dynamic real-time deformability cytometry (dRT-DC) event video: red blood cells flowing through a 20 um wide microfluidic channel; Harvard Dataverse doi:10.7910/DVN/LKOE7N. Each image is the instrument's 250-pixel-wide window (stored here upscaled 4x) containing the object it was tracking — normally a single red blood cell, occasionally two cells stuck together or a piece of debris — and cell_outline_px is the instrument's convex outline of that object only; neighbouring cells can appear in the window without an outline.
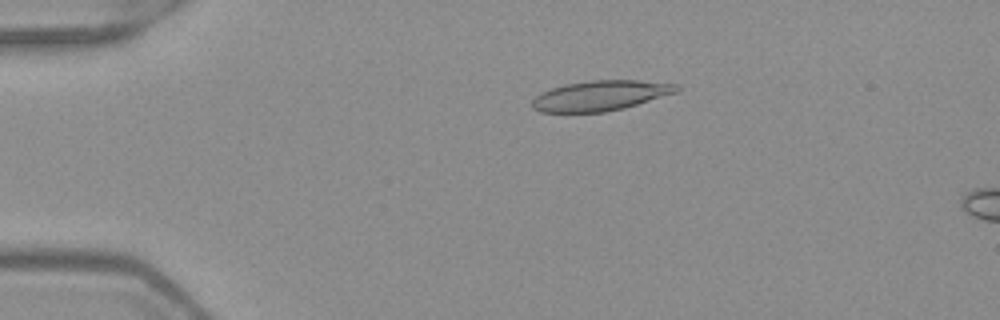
{"species": "Egyptian fruit bat (a non-hibernating species)", "species_latin": "Rousettus aegyptiacus", "temperature_condition": "warm", "stored_images_in_passage": 51, "camera_frame_rate_fps": 3000, "um_per_image_px": 0.085, "frame": {"image": 1, "passage_image": 11, "time_ms": 3.333, "image_size_px": [1000, 320], "cell_outline_px": [[680, 88], [676, 92], [624, 108], [604, 112], [540, 112], [532, 108], [532, 100], [540, 92], [564, 84], [592, 80], [640, 80], [680, 84]], "centroid_in_image_um": [51.03, 8.12], "position_along_channel_um": 34.0, "area_um2": 25.37}}
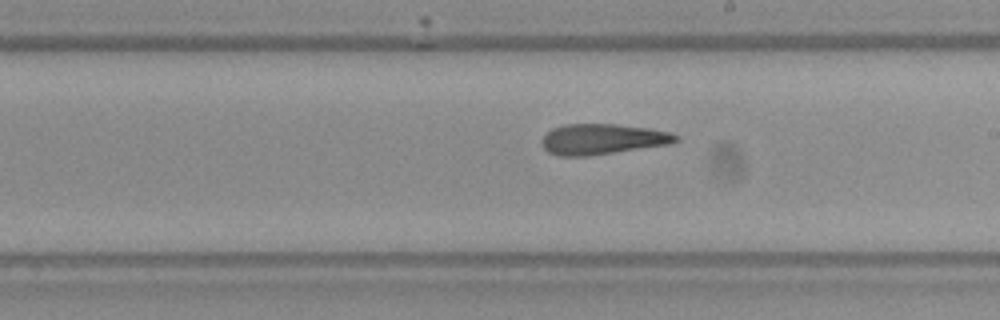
{"frame": {"image": 2, "passage_image": 30, "time_ms": 9.667, "image_size_px": [1000, 320], "cell_outline_px": [[680, 140], [672, 144], [588, 156], [556, 156], [548, 152], [544, 148], [540, 140], [552, 128], [564, 124], [616, 124], [648, 128], [668, 132], [680, 136]], "centroid_in_image_um": [51.21, 11.83], "position_along_channel_um": 237.8, "area_um2": 24.04}}
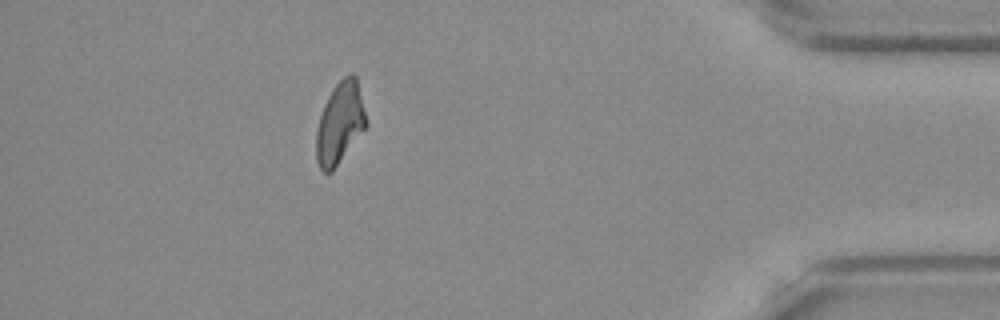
{"frame": {"image": 3, "passage_image": 46, "time_ms": 15.0, "image_size_px": [1000, 320], "cell_outline_px": [[368, 124], [332, 172], [320, 172], [316, 160], [316, 132], [320, 116], [324, 104], [332, 88], [344, 76], [352, 72], [356, 76]], "centroid_in_image_um": [28.88, 10.47], "position_along_channel_um": 406.3, "area_um2": 23.7}, "authors_computed_cell_mechanics": {"area_um2": 24.3338, "velocity_mm_per_s": 4.0066, "shape_relaxation_time_tau1_ms": null, "shape_relaxation_time_tau2_ms": 10.2825, "deformation_change_tau1": null, "deformation_change_tau2": 0.1954}}